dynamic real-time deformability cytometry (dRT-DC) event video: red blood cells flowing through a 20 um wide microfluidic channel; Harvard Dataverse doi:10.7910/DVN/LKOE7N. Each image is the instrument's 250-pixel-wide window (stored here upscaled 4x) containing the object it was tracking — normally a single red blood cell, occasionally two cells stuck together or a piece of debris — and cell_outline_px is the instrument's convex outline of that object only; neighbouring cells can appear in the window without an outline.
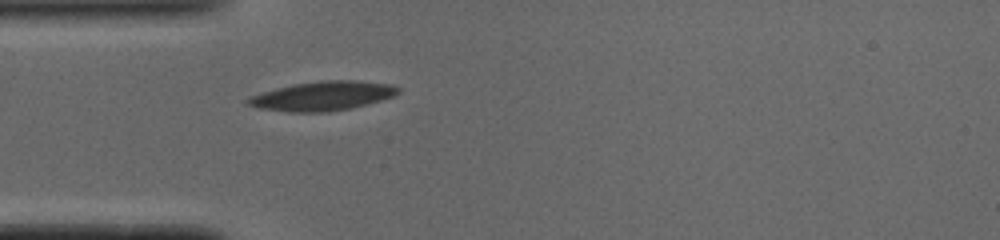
{"species": "common noctule bat (a hibernating species)", "species_latin": "Nyctalus noctula", "temperature_condition": "cold", "stored_images_in_passage": 39, "camera_frame_rate_fps": 3000, "um_per_image_px": 0.085, "animal": {"sex": "male", "body_mass_g": 19.0, "forearm_length_mm": 50.8}, "frame": {"image": 1, "passage_image": 1, "time_ms": 0.0, "image_size_px": [1000, 240], "cell_outline_px": [[400, 92], [392, 96], [380, 100], [352, 108], [328, 112], [288, 112], [260, 108], [244, 104], [244, 100], [252, 96], [276, 88], [292, 84], [328, 80], [356, 80], [392, 84], [400, 88]], "centroid_in_image_um": [27.42, 8.16], "position_along_channel_um": 57.6, "area_um2": 25.55}}
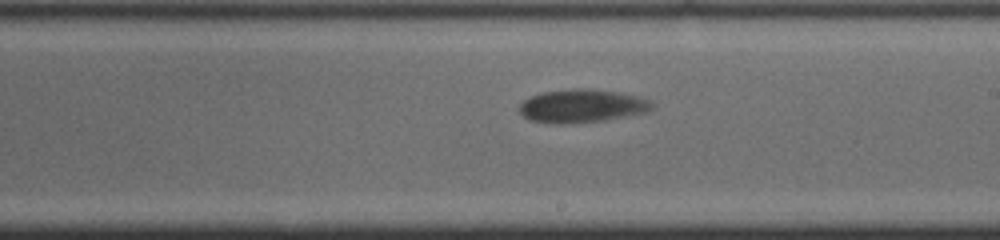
{"frame": {"image": 2, "passage_image": 16, "time_ms": 5.0, "image_size_px": [1000, 240], "cell_outline_px": [[656, 104], [648, 112], [604, 120], [560, 124], [552, 124], [532, 120], [524, 116], [520, 112], [520, 104], [524, 100], [532, 96], [544, 92], [576, 88], [584, 88], [620, 92], [640, 96]], "centroid_in_image_um": [49.51, 9.0], "position_along_channel_um": 239.5, "area_um2": 25.61}}
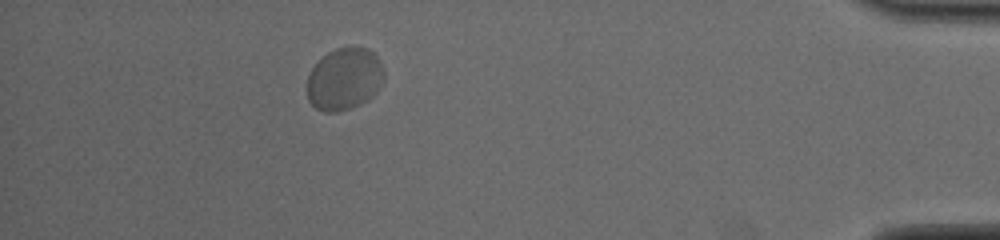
{"frame": {"image": 3, "passage_image": 34, "time_ms": 11.0, "image_size_px": [1000, 240], "cell_outline_px": [[384, 80], [376, 92], [368, 100], [352, 108], [336, 112], [324, 112], [316, 108], [308, 100], [308, 76], [312, 68], [328, 52], [336, 48], [368, 48], [380, 60], [384, 68]], "centroid_in_image_um": [29.29, 6.73], "position_along_channel_um": 405.9, "area_um2": 27.8}, "authors_computed_cell_mechanics": {"area_um2": 25.2586, "velocity_mm_per_s": 3.7001, "shape_relaxation_time_tau1_ms": 1.8793, "shape_relaxation_time_tau2_ms": null, "deformation_change_tau1": 0.0824, "deformation_change_tau2": null}}